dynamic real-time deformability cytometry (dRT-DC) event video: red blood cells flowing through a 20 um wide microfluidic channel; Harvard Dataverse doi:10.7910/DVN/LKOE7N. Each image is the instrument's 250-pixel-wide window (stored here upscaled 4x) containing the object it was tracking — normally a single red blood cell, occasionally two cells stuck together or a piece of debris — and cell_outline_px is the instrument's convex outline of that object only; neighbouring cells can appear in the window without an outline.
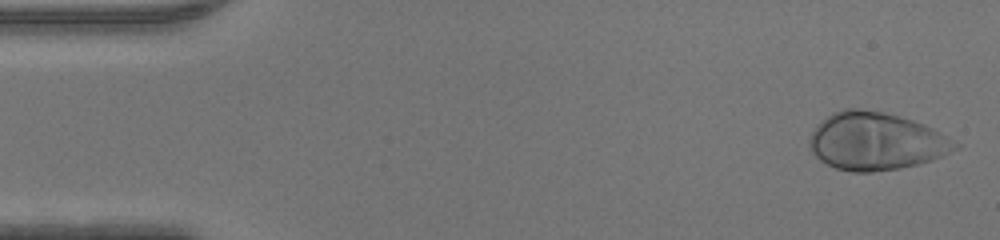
{"species": "human", "species_latin": "Homo sapiens", "temperature_condition": "warm", "stored_images_in_passage": 46, "camera_frame_rate_fps": 3000, "um_per_image_px": 0.085, "donor": {"sex": "male"}, "frame": {"image": 1, "passage_image": 1, "time_ms": 0.0, "image_size_px": [1000, 240], "cell_outline_px": [[960, 148], [940, 156], [916, 164], [900, 168], [872, 172], [852, 172], [836, 168], [820, 160], [812, 152], [812, 132], [816, 124], [832, 112], [844, 108], [860, 108], [884, 112], [900, 116], [924, 124], [932, 128], [960, 144]], "centroid_in_image_um": [74.45, 11.99], "position_along_channel_um": 10.5, "area_um2": 48.55}}
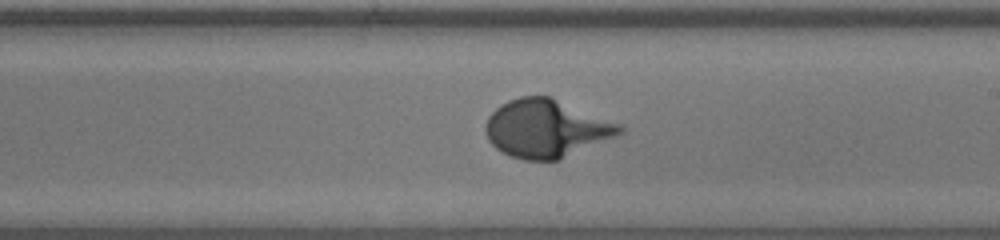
{"frame": {"image": 2, "passage_image": 26, "time_ms": 8.333, "image_size_px": [1000, 240], "cell_outline_px": [[624, 132], [616, 136], [560, 160], [524, 160], [512, 156], [496, 148], [488, 140], [484, 128], [488, 116], [500, 104], [508, 100], [520, 96], [548, 96], [624, 124]], "centroid_in_image_um": [46.45, 10.92], "position_along_channel_um": 242.5, "area_um2": 45.43}}
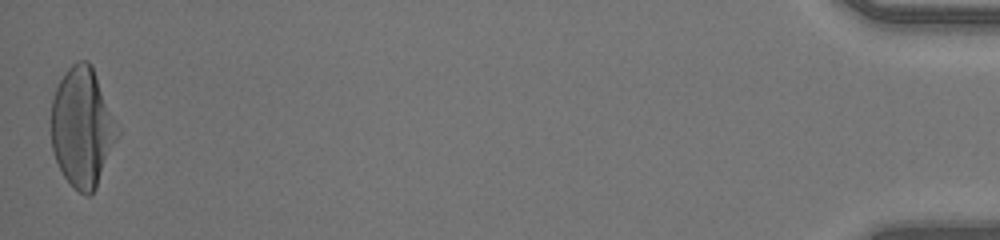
{"frame": {"image": 3, "passage_image": 46, "time_ms": 15.0, "image_size_px": [1000, 240], "cell_outline_px": [[120, 136], [96, 188], [88, 196], [84, 196], [64, 176], [56, 160], [52, 148], [52, 100], [56, 88], [60, 80], [68, 68], [72, 64], [80, 60], [88, 60], [92, 64], [120, 132]], "centroid_in_image_um": [7.02, 10.82], "position_along_channel_um": 428.2, "area_um2": 45.89}}